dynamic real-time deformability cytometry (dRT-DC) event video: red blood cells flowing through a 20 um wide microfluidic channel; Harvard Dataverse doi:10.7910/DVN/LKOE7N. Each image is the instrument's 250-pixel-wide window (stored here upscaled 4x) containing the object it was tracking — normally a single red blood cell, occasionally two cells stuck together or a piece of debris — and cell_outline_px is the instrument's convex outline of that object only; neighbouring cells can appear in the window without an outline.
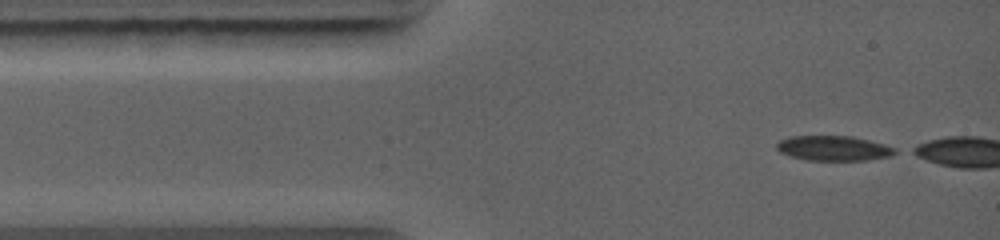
{"species": "common noctule bat (a hibernating species)", "species_latin": "Nyctalus noctula", "temperature_condition": "warm", "stored_images_in_passage": 5, "camera_frame_rate_fps": 5000, "um_per_image_px": 0.085, "animal": {"sex": "female", "body_mass_g": 19.0, "forearm_length_mm": 56.7}, "frame": {"image": 1, "passage_image": 1, "time_ms": 0.0, "image_size_px": [1000, 240], "cell_outline_px": [[900, 152], [892, 156], [868, 160], [804, 160], [780, 152], [776, 148], [776, 144], [780, 140], [788, 136], [852, 136], [884, 144], [896, 148]], "centroid_in_image_um": [70.89, 12.6], "position_along_channel_um": 14.1, "area_um2": 17.34}}